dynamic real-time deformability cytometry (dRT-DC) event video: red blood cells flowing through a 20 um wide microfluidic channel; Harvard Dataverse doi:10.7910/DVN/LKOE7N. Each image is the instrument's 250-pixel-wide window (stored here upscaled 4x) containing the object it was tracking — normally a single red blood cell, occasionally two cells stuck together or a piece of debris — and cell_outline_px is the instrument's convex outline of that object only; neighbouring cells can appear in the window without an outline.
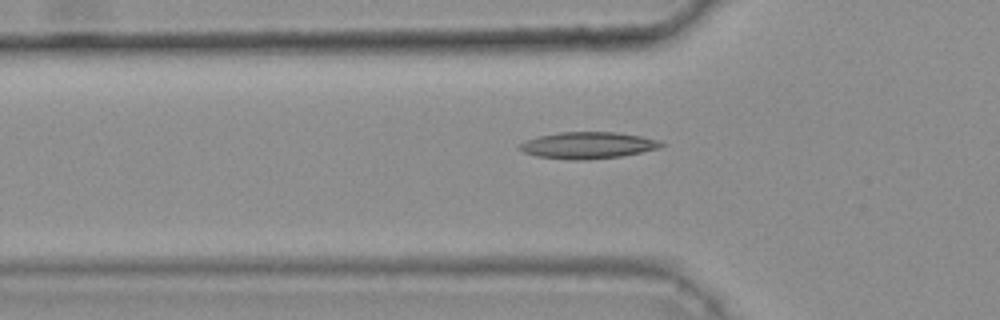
{"species": "common noctule bat (a hibernating species)", "species_latin": "Nyctalus noctula", "temperature_condition": "warm", "stored_images_in_passage": 47, "camera_frame_rate_fps": 3000, "um_per_image_px": 0.085, "animal": {"sex": "female", "body_mass_g": 25.1}, "frame": {"image": 1, "passage_image": 17, "time_ms": 5.333, "image_size_px": [1000, 320], "cell_outline_px": [[664, 144], [660, 148], [620, 156], [588, 160], [572, 160], [536, 156], [524, 152], [516, 148], [516, 144], [524, 140], [540, 136], [560, 132], [616, 132], [640, 136], [660, 140]], "centroid_in_image_um": [49.91, 12.35], "position_along_channel_um": 75.9, "area_um2": 22.08}}
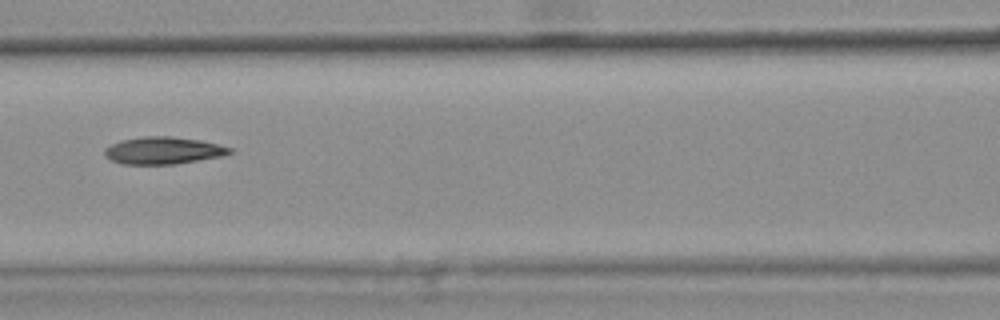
{"frame": {"image": 2, "passage_image": 23, "time_ms": 7.333, "image_size_px": [1000, 320], "cell_outline_px": [[236, 152], [224, 156], [176, 164], [120, 164], [112, 160], [104, 152], [104, 148], [120, 140], [144, 136], [172, 136], [200, 140], [232, 148]], "centroid_in_image_um": [13.92, 12.79], "position_along_channel_um": 152.7, "area_um2": 19.94}}
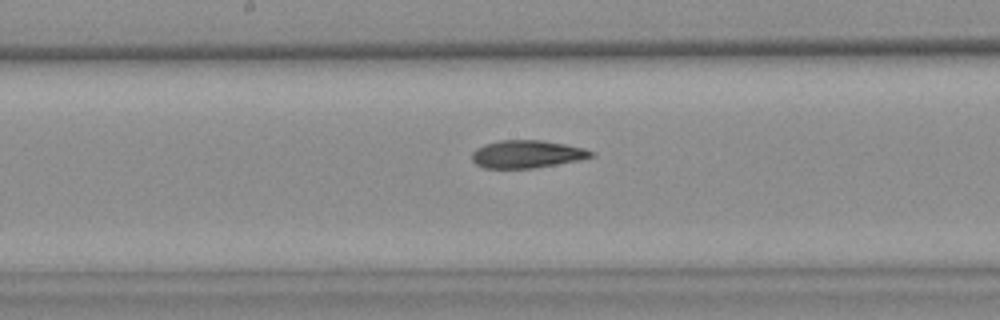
{"frame": {"image": 3, "passage_image": 27, "time_ms": 8.667, "image_size_px": [1000, 320], "cell_outline_px": [[596, 156], [580, 160], [532, 168], [484, 168], [476, 164], [472, 160], [472, 152], [476, 148], [484, 144], [500, 140], [540, 140], [564, 144], [584, 148], [596, 152]], "centroid_in_image_um": [44.8, 13.1], "position_along_channel_um": 203.4, "area_um2": 19.31}, "authors_computed_cell_mechanics": {"area_um2": 19.9988, "velocity_mm_per_s": 3.8129, "shape_relaxation_time_tau1_ms": null, "shape_relaxation_time_tau2_ms": 3.6676, "deformation_change_tau1": null, "deformation_change_tau2": 0.1222}}